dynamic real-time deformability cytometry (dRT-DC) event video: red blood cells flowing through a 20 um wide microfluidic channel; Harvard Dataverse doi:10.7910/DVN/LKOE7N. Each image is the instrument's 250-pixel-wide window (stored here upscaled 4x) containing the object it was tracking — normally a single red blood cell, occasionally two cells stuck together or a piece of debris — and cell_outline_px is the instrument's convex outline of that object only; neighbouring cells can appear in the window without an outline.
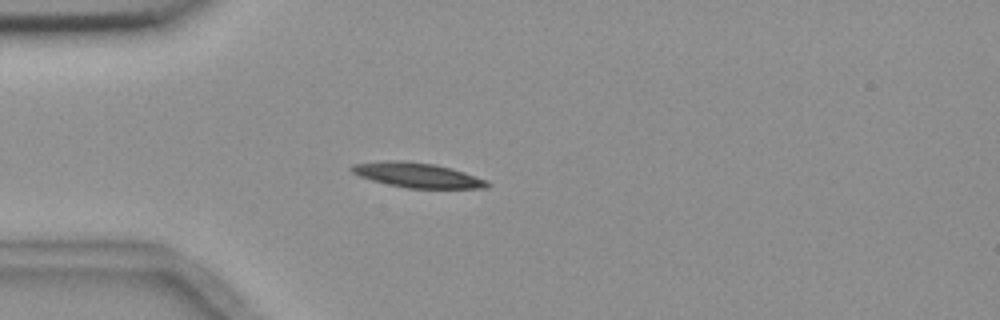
{"species": "common noctule bat (a hibernating species)", "species_latin": "Nyctalus noctula", "temperature_condition": "room temperature", "stored_images_in_passage": 5, "camera_frame_rate_fps": 3000, "um_per_image_px": 0.085, "animal": {"sex": "female", "body_mass_g": 18.4}, "frame": {"image": 1, "passage_image": 4, "time_ms": 4.333, "image_size_px": [1000, 320], "cell_outline_px": [[492, 184], [488, 188], [408, 188], [388, 184], [372, 180], [360, 176], [352, 172], [348, 168], [352, 164], [388, 160], [400, 160], [436, 164], [452, 168], [488, 180]], "centroid_in_image_um": [35.5, 14.88], "position_along_channel_um": 49.5, "area_um2": 19.71}}